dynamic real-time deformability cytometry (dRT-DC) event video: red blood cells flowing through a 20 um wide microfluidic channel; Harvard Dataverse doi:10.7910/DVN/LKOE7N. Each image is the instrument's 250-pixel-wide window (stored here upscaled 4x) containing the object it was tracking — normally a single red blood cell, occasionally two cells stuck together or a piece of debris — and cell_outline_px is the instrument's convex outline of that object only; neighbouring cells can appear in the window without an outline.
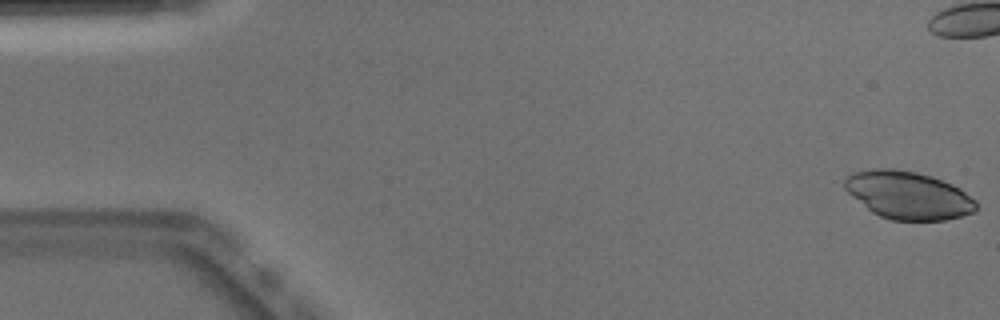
{"species": "Egyptian fruit bat (a non-hibernating species)", "species_latin": "Rousettus aegyptiacus", "temperature_condition": "warm", "stored_images_in_passage": 13, "camera_frame_rate_fps": 3000, "um_per_image_px": 0.085, "animal": {"sex": "male"}, "frame": {"image": 1, "passage_image": 1, "time_ms": 0.0, "image_size_px": [1000, 320], "cell_outline_px": [[976, 212], [944, 220], [892, 220], [880, 216], [872, 212], [852, 196], [844, 188], [844, 180], [848, 176], [856, 172], [872, 168], [892, 168], [916, 172], [932, 176], [952, 184], [960, 188], [976, 200]], "centroid_in_image_um": [77.21, 16.59], "position_along_channel_um": 7.8, "area_um2": 36.53}}